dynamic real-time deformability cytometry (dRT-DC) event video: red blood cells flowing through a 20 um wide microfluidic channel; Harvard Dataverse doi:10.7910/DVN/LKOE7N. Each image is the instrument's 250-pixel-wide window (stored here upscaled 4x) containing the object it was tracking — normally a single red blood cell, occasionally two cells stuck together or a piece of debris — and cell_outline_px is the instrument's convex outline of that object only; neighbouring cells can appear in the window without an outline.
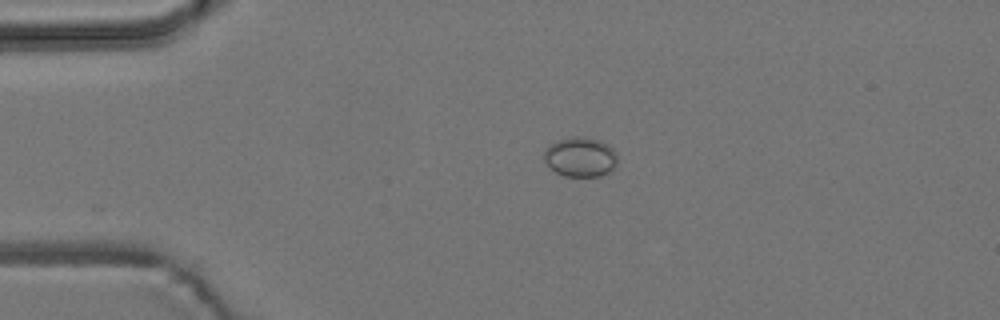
{"species": "common noctule bat (a hibernating species)", "species_latin": "Nyctalus noctula", "temperature_condition": "room temperature", "stored_images_in_passage": 3, "camera_frame_rate_fps": 3000, "um_per_image_px": 0.085, "animal": {"sex": "male", "body_mass_g": 19.2, "forearm_length_mm": 51.8}, "frame": {"image": 1, "passage_image": 2, "time_ms": 0.667, "image_size_px": [1000, 320], "cell_outline_px": [[616, 164], [612, 172], [600, 176], [564, 176], [556, 172], [544, 160], [544, 148], [548, 144], [556, 140], [572, 136], [584, 136], [600, 140], [608, 144], [616, 152]], "centroid_in_image_um": [49.33, 13.32], "position_along_channel_um": 35.7, "area_um2": 17.28}}